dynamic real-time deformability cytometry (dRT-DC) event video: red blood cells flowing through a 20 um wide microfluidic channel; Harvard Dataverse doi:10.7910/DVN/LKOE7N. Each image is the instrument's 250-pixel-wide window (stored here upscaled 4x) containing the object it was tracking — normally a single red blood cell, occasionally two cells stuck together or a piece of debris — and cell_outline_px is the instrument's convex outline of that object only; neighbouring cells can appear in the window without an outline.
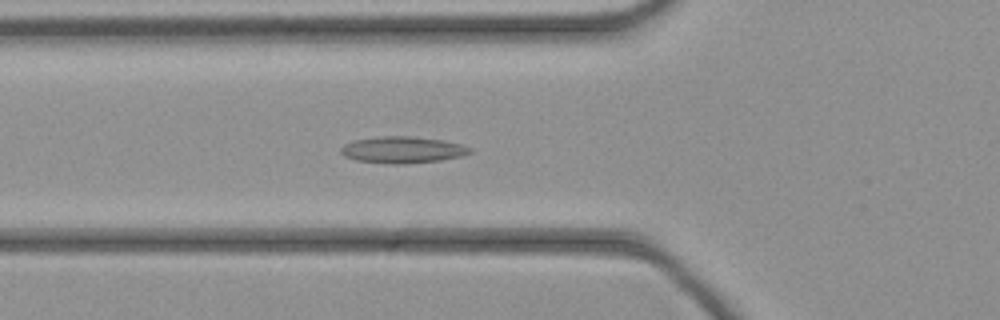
{"species": "common noctule bat (a hibernating species)", "species_latin": "Nyctalus noctula", "temperature_condition": "cold", "stored_images_in_passage": 26, "camera_frame_rate_fps": 3000, "um_per_image_px": 0.085, "animal": {"sex": "female", "body_mass_g": 21.9}, "frame": {"image": 1, "passage_image": 16, "time_ms": 5.0, "image_size_px": [1000, 320], "cell_outline_px": [[472, 152], [464, 156], [440, 160], [404, 164], [392, 164], [356, 160], [344, 156], [340, 152], [340, 148], [344, 144], [352, 140], [380, 136], [412, 136], [444, 140], [460, 144], [472, 148]], "centroid_in_image_um": [34.22, 12.73], "position_along_channel_um": 91.6, "area_um2": 20.17}}
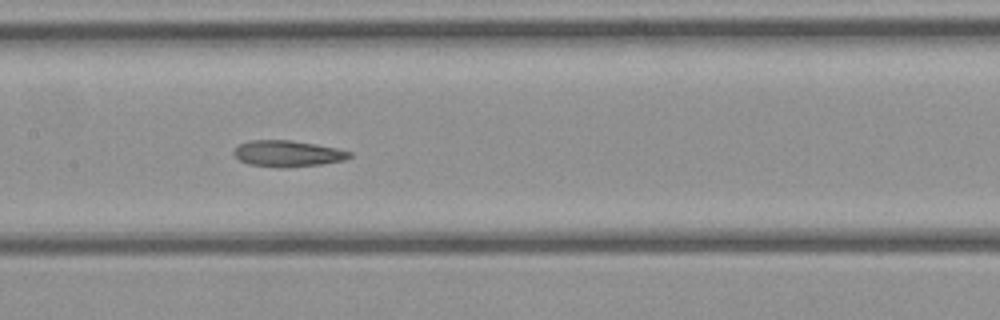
{"frame": {"image": 2, "passage_image": 22, "time_ms": 7.0, "image_size_px": [1000, 320], "cell_outline_px": [[352, 156], [344, 160], [320, 164], [288, 168], [276, 168], [248, 164], [240, 160], [232, 152], [236, 144], [248, 140], [292, 140], [316, 144], [336, 148], [352, 152]], "centroid_in_image_um": [24.4, 13.05], "position_along_channel_um": 183.0, "area_um2": 17.98}}
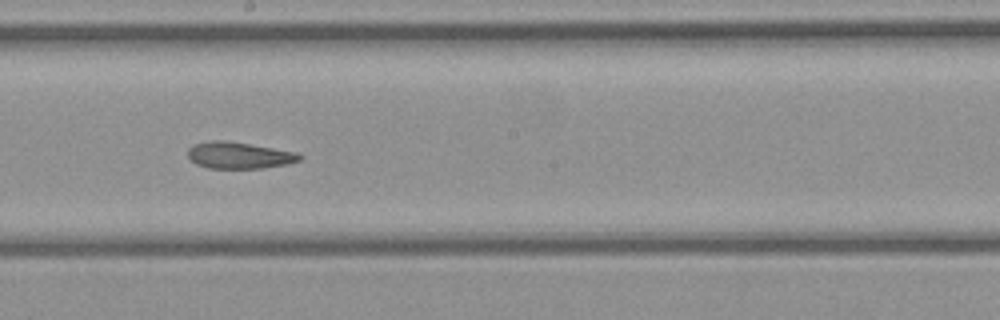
{"frame": {"image": 3, "passage_image": 25, "time_ms": 8.0, "image_size_px": [1000, 320], "cell_outline_px": [[304, 156], [300, 160], [288, 164], [264, 168], [208, 168], [196, 164], [188, 156], [188, 148], [192, 144], [212, 140], [224, 140], [296, 152]], "centroid_in_image_um": [20.31, 13.2], "position_along_channel_um": 227.9, "area_um2": 17.28}}